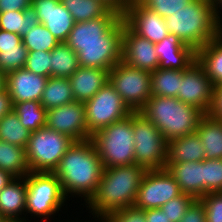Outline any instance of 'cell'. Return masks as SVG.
<instances>
[{"instance_id":"55","label":"cell","mask_w":222,"mask_h":222,"mask_svg":"<svg viewBox=\"0 0 222 222\" xmlns=\"http://www.w3.org/2000/svg\"><path fill=\"white\" fill-rule=\"evenodd\" d=\"M102 222H106L105 220H104V218H99Z\"/></svg>"},{"instance_id":"21","label":"cell","mask_w":222,"mask_h":222,"mask_svg":"<svg viewBox=\"0 0 222 222\" xmlns=\"http://www.w3.org/2000/svg\"><path fill=\"white\" fill-rule=\"evenodd\" d=\"M164 169L176 180L184 194L195 199L204 196L203 161L166 163Z\"/></svg>"},{"instance_id":"38","label":"cell","mask_w":222,"mask_h":222,"mask_svg":"<svg viewBox=\"0 0 222 222\" xmlns=\"http://www.w3.org/2000/svg\"><path fill=\"white\" fill-rule=\"evenodd\" d=\"M51 51H28L24 68L44 77H51Z\"/></svg>"},{"instance_id":"9","label":"cell","mask_w":222,"mask_h":222,"mask_svg":"<svg viewBox=\"0 0 222 222\" xmlns=\"http://www.w3.org/2000/svg\"><path fill=\"white\" fill-rule=\"evenodd\" d=\"M109 83L132 112L140 111L151 97V72L123 61L109 71Z\"/></svg>"},{"instance_id":"47","label":"cell","mask_w":222,"mask_h":222,"mask_svg":"<svg viewBox=\"0 0 222 222\" xmlns=\"http://www.w3.org/2000/svg\"><path fill=\"white\" fill-rule=\"evenodd\" d=\"M13 102L9 92L5 89L0 93V120L13 111Z\"/></svg>"},{"instance_id":"6","label":"cell","mask_w":222,"mask_h":222,"mask_svg":"<svg viewBox=\"0 0 222 222\" xmlns=\"http://www.w3.org/2000/svg\"><path fill=\"white\" fill-rule=\"evenodd\" d=\"M74 142L69 136L47 127L31 132L25 148L30 172H54Z\"/></svg>"},{"instance_id":"35","label":"cell","mask_w":222,"mask_h":222,"mask_svg":"<svg viewBox=\"0 0 222 222\" xmlns=\"http://www.w3.org/2000/svg\"><path fill=\"white\" fill-rule=\"evenodd\" d=\"M22 42L28 51H52L60 42L43 25L32 27L22 36Z\"/></svg>"},{"instance_id":"26","label":"cell","mask_w":222,"mask_h":222,"mask_svg":"<svg viewBox=\"0 0 222 222\" xmlns=\"http://www.w3.org/2000/svg\"><path fill=\"white\" fill-rule=\"evenodd\" d=\"M196 59L214 86L222 84V33L198 50Z\"/></svg>"},{"instance_id":"18","label":"cell","mask_w":222,"mask_h":222,"mask_svg":"<svg viewBox=\"0 0 222 222\" xmlns=\"http://www.w3.org/2000/svg\"><path fill=\"white\" fill-rule=\"evenodd\" d=\"M31 6L43 24L60 43H65L75 21L61 0H32Z\"/></svg>"},{"instance_id":"24","label":"cell","mask_w":222,"mask_h":222,"mask_svg":"<svg viewBox=\"0 0 222 222\" xmlns=\"http://www.w3.org/2000/svg\"><path fill=\"white\" fill-rule=\"evenodd\" d=\"M205 148L197 132L178 137L167 142V162H202Z\"/></svg>"},{"instance_id":"29","label":"cell","mask_w":222,"mask_h":222,"mask_svg":"<svg viewBox=\"0 0 222 222\" xmlns=\"http://www.w3.org/2000/svg\"><path fill=\"white\" fill-rule=\"evenodd\" d=\"M182 82V70L159 69L151 72V96L177 98Z\"/></svg>"},{"instance_id":"20","label":"cell","mask_w":222,"mask_h":222,"mask_svg":"<svg viewBox=\"0 0 222 222\" xmlns=\"http://www.w3.org/2000/svg\"><path fill=\"white\" fill-rule=\"evenodd\" d=\"M155 50L159 60V69L185 70L196 60V51L174 34L169 33L166 38L155 43Z\"/></svg>"},{"instance_id":"31","label":"cell","mask_w":222,"mask_h":222,"mask_svg":"<svg viewBox=\"0 0 222 222\" xmlns=\"http://www.w3.org/2000/svg\"><path fill=\"white\" fill-rule=\"evenodd\" d=\"M51 58V77L69 78L80 67L78 55L66 43H59Z\"/></svg>"},{"instance_id":"15","label":"cell","mask_w":222,"mask_h":222,"mask_svg":"<svg viewBox=\"0 0 222 222\" xmlns=\"http://www.w3.org/2000/svg\"><path fill=\"white\" fill-rule=\"evenodd\" d=\"M125 24L137 35L157 43L169 34L165 18L132 0L122 15Z\"/></svg>"},{"instance_id":"23","label":"cell","mask_w":222,"mask_h":222,"mask_svg":"<svg viewBox=\"0 0 222 222\" xmlns=\"http://www.w3.org/2000/svg\"><path fill=\"white\" fill-rule=\"evenodd\" d=\"M26 194V177H14L0 191V213L6 220H22L19 214L26 211Z\"/></svg>"},{"instance_id":"45","label":"cell","mask_w":222,"mask_h":222,"mask_svg":"<svg viewBox=\"0 0 222 222\" xmlns=\"http://www.w3.org/2000/svg\"><path fill=\"white\" fill-rule=\"evenodd\" d=\"M208 114L222 120V84L214 86L213 102Z\"/></svg>"},{"instance_id":"14","label":"cell","mask_w":222,"mask_h":222,"mask_svg":"<svg viewBox=\"0 0 222 222\" xmlns=\"http://www.w3.org/2000/svg\"><path fill=\"white\" fill-rule=\"evenodd\" d=\"M46 127L69 136L75 142L89 140L84 103L74 101L46 111Z\"/></svg>"},{"instance_id":"10","label":"cell","mask_w":222,"mask_h":222,"mask_svg":"<svg viewBox=\"0 0 222 222\" xmlns=\"http://www.w3.org/2000/svg\"><path fill=\"white\" fill-rule=\"evenodd\" d=\"M84 105L87 131L91 136L132 113L109 81Z\"/></svg>"},{"instance_id":"51","label":"cell","mask_w":222,"mask_h":222,"mask_svg":"<svg viewBox=\"0 0 222 222\" xmlns=\"http://www.w3.org/2000/svg\"><path fill=\"white\" fill-rule=\"evenodd\" d=\"M219 4V5H218ZM213 5H214V14H215V17L217 18V20L221 23L222 22V20H220V15H219V10H218V8L219 9H221L222 8V0H215L214 2H213ZM221 5V6H220ZM218 10V11H217Z\"/></svg>"},{"instance_id":"8","label":"cell","mask_w":222,"mask_h":222,"mask_svg":"<svg viewBox=\"0 0 222 222\" xmlns=\"http://www.w3.org/2000/svg\"><path fill=\"white\" fill-rule=\"evenodd\" d=\"M26 185V212L34 216L49 217L59 211L66 200L53 172H29Z\"/></svg>"},{"instance_id":"50","label":"cell","mask_w":222,"mask_h":222,"mask_svg":"<svg viewBox=\"0 0 222 222\" xmlns=\"http://www.w3.org/2000/svg\"><path fill=\"white\" fill-rule=\"evenodd\" d=\"M14 178L7 171L0 169V191Z\"/></svg>"},{"instance_id":"30","label":"cell","mask_w":222,"mask_h":222,"mask_svg":"<svg viewBox=\"0 0 222 222\" xmlns=\"http://www.w3.org/2000/svg\"><path fill=\"white\" fill-rule=\"evenodd\" d=\"M38 24L37 12L32 6L23 11L0 13V29L17 33L21 37Z\"/></svg>"},{"instance_id":"11","label":"cell","mask_w":222,"mask_h":222,"mask_svg":"<svg viewBox=\"0 0 222 222\" xmlns=\"http://www.w3.org/2000/svg\"><path fill=\"white\" fill-rule=\"evenodd\" d=\"M182 194L176 180L165 169L147 170L133 206L143 210L156 209Z\"/></svg>"},{"instance_id":"44","label":"cell","mask_w":222,"mask_h":222,"mask_svg":"<svg viewBox=\"0 0 222 222\" xmlns=\"http://www.w3.org/2000/svg\"><path fill=\"white\" fill-rule=\"evenodd\" d=\"M22 43V37L13 32L0 29V52L2 49L17 48Z\"/></svg>"},{"instance_id":"22","label":"cell","mask_w":222,"mask_h":222,"mask_svg":"<svg viewBox=\"0 0 222 222\" xmlns=\"http://www.w3.org/2000/svg\"><path fill=\"white\" fill-rule=\"evenodd\" d=\"M69 80L75 101L85 103L108 83L109 70L79 67Z\"/></svg>"},{"instance_id":"12","label":"cell","mask_w":222,"mask_h":222,"mask_svg":"<svg viewBox=\"0 0 222 222\" xmlns=\"http://www.w3.org/2000/svg\"><path fill=\"white\" fill-rule=\"evenodd\" d=\"M124 24L122 15L110 9L103 17L75 22L65 43L77 53V44L107 43Z\"/></svg>"},{"instance_id":"54","label":"cell","mask_w":222,"mask_h":222,"mask_svg":"<svg viewBox=\"0 0 222 222\" xmlns=\"http://www.w3.org/2000/svg\"><path fill=\"white\" fill-rule=\"evenodd\" d=\"M6 219L2 216V214L0 213V222H5Z\"/></svg>"},{"instance_id":"53","label":"cell","mask_w":222,"mask_h":222,"mask_svg":"<svg viewBox=\"0 0 222 222\" xmlns=\"http://www.w3.org/2000/svg\"><path fill=\"white\" fill-rule=\"evenodd\" d=\"M5 222H26V220L23 218V220H6Z\"/></svg>"},{"instance_id":"16","label":"cell","mask_w":222,"mask_h":222,"mask_svg":"<svg viewBox=\"0 0 222 222\" xmlns=\"http://www.w3.org/2000/svg\"><path fill=\"white\" fill-rule=\"evenodd\" d=\"M124 26L107 42L77 44L80 67L111 70L122 61V34Z\"/></svg>"},{"instance_id":"17","label":"cell","mask_w":222,"mask_h":222,"mask_svg":"<svg viewBox=\"0 0 222 222\" xmlns=\"http://www.w3.org/2000/svg\"><path fill=\"white\" fill-rule=\"evenodd\" d=\"M122 61L133 68L155 71L159 60L155 43L137 35L126 24L122 34Z\"/></svg>"},{"instance_id":"5","label":"cell","mask_w":222,"mask_h":222,"mask_svg":"<svg viewBox=\"0 0 222 222\" xmlns=\"http://www.w3.org/2000/svg\"><path fill=\"white\" fill-rule=\"evenodd\" d=\"M90 140L103 168L135 164L132 113L94 133Z\"/></svg>"},{"instance_id":"37","label":"cell","mask_w":222,"mask_h":222,"mask_svg":"<svg viewBox=\"0 0 222 222\" xmlns=\"http://www.w3.org/2000/svg\"><path fill=\"white\" fill-rule=\"evenodd\" d=\"M28 50L23 42L17 48L2 49L0 52V71L7 74L10 71L24 68Z\"/></svg>"},{"instance_id":"25","label":"cell","mask_w":222,"mask_h":222,"mask_svg":"<svg viewBox=\"0 0 222 222\" xmlns=\"http://www.w3.org/2000/svg\"><path fill=\"white\" fill-rule=\"evenodd\" d=\"M196 132L205 148V159H222V120L204 114Z\"/></svg>"},{"instance_id":"4","label":"cell","mask_w":222,"mask_h":222,"mask_svg":"<svg viewBox=\"0 0 222 222\" xmlns=\"http://www.w3.org/2000/svg\"><path fill=\"white\" fill-rule=\"evenodd\" d=\"M162 133L166 141L197 130L204 113L174 97L151 96L139 111Z\"/></svg>"},{"instance_id":"43","label":"cell","mask_w":222,"mask_h":222,"mask_svg":"<svg viewBox=\"0 0 222 222\" xmlns=\"http://www.w3.org/2000/svg\"><path fill=\"white\" fill-rule=\"evenodd\" d=\"M179 222H206V214L203 203L196 199L185 212Z\"/></svg>"},{"instance_id":"42","label":"cell","mask_w":222,"mask_h":222,"mask_svg":"<svg viewBox=\"0 0 222 222\" xmlns=\"http://www.w3.org/2000/svg\"><path fill=\"white\" fill-rule=\"evenodd\" d=\"M104 220L106 222H146L145 210L129 206L109 213Z\"/></svg>"},{"instance_id":"34","label":"cell","mask_w":222,"mask_h":222,"mask_svg":"<svg viewBox=\"0 0 222 222\" xmlns=\"http://www.w3.org/2000/svg\"><path fill=\"white\" fill-rule=\"evenodd\" d=\"M31 132L19 120L18 115L12 111L0 120V140L26 148Z\"/></svg>"},{"instance_id":"46","label":"cell","mask_w":222,"mask_h":222,"mask_svg":"<svg viewBox=\"0 0 222 222\" xmlns=\"http://www.w3.org/2000/svg\"><path fill=\"white\" fill-rule=\"evenodd\" d=\"M32 0H0V13L7 11H23L31 7Z\"/></svg>"},{"instance_id":"19","label":"cell","mask_w":222,"mask_h":222,"mask_svg":"<svg viewBox=\"0 0 222 222\" xmlns=\"http://www.w3.org/2000/svg\"><path fill=\"white\" fill-rule=\"evenodd\" d=\"M48 78L25 68L8 72L6 90L11 96L13 105L24 101L40 102Z\"/></svg>"},{"instance_id":"52","label":"cell","mask_w":222,"mask_h":222,"mask_svg":"<svg viewBox=\"0 0 222 222\" xmlns=\"http://www.w3.org/2000/svg\"><path fill=\"white\" fill-rule=\"evenodd\" d=\"M6 89V74L0 71V93Z\"/></svg>"},{"instance_id":"27","label":"cell","mask_w":222,"mask_h":222,"mask_svg":"<svg viewBox=\"0 0 222 222\" xmlns=\"http://www.w3.org/2000/svg\"><path fill=\"white\" fill-rule=\"evenodd\" d=\"M69 78L49 77L44 88L40 103L49 110L74 102Z\"/></svg>"},{"instance_id":"2","label":"cell","mask_w":222,"mask_h":222,"mask_svg":"<svg viewBox=\"0 0 222 222\" xmlns=\"http://www.w3.org/2000/svg\"><path fill=\"white\" fill-rule=\"evenodd\" d=\"M146 171L137 164L103 168L96 192L87 207L97 218H104L115 210L133 206Z\"/></svg>"},{"instance_id":"49","label":"cell","mask_w":222,"mask_h":222,"mask_svg":"<svg viewBox=\"0 0 222 222\" xmlns=\"http://www.w3.org/2000/svg\"><path fill=\"white\" fill-rule=\"evenodd\" d=\"M111 10L123 15L132 0H101Z\"/></svg>"},{"instance_id":"7","label":"cell","mask_w":222,"mask_h":222,"mask_svg":"<svg viewBox=\"0 0 222 222\" xmlns=\"http://www.w3.org/2000/svg\"><path fill=\"white\" fill-rule=\"evenodd\" d=\"M135 164L147 170L164 169L167 141L159 129L142 113L132 112Z\"/></svg>"},{"instance_id":"28","label":"cell","mask_w":222,"mask_h":222,"mask_svg":"<svg viewBox=\"0 0 222 222\" xmlns=\"http://www.w3.org/2000/svg\"><path fill=\"white\" fill-rule=\"evenodd\" d=\"M0 169L14 177H26L30 170L25 148L0 140Z\"/></svg>"},{"instance_id":"39","label":"cell","mask_w":222,"mask_h":222,"mask_svg":"<svg viewBox=\"0 0 222 222\" xmlns=\"http://www.w3.org/2000/svg\"><path fill=\"white\" fill-rule=\"evenodd\" d=\"M195 200L196 199L194 197L183 193L182 195L170 199L162 205L160 209L166 213V216L170 219V221L179 222Z\"/></svg>"},{"instance_id":"13","label":"cell","mask_w":222,"mask_h":222,"mask_svg":"<svg viewBox=\"0 0 222 222\" xmlns=\"http://www.w3.org/2000/svg\"><path fill=\"white\" fill-rule=\"evenodd\" d=\"M213 92L214 85L197 59L185 70H182L178 100L207 114L213 102Z\"/></svg>"},{"instance_id":"41","label":"cell","mask_w":222,"mask_h":222,"mask_svg":"<svg viewBox=\"0 0 222 222\" xmlns=\"http://www.w3.org/2000/svg\"><path fill=\"white\" fill-rule=\"evenodd\" d=\"M205 208L206 222H222V192H210L199 199Z\"/></svg>"},{"instance_id":"32","label":"cell","mask_w":222,"mask_h":222,"mask_svg":"<svg viewBox=\"0 0 222 222\" xmlns=\"http://www.w3.org/2000/svg\"><path fill=\"white\" fill-rule=\"evenodd\" d=\"M61 2L75 22L103 17L110 10L101 0H61Z\"/></svg>"},{"instance_id":"40","label":"cell","mask_w":222,"mask_h":222,"mask_svg":"<svg viewBox=\"0 0 222 222\" xmlns=\"http://www.w3.org/2000/svg\"><path fill=\"white\" fill-rule=\"evenodd\" d=\"M144 7L156 12L163 18L171 16L190 4L193 0H138Z\"/></svg>"},{"instance_id":"3","label":"cell","mask_w":222,"mask_h":222,"mask_svg":"<svg viewBox=\"0 0 222 222\" xmlns=\"http://www.w3.org/2000/svg\"><path fill=\"white\" fill-rule=\"evenodd\" d=\"M169 33L194 51L222 33V23L214 14V5L207 0H193L190 4L165 18Z\"/></svg>"},{"instance_id":"33","label":"cell","mask_w":222,"mask_h":222,"mask_svg":"<svg viewBox=\"0 0 222 222\" xmlns=\"http://www.w3.org/2000/svg\"><path fill=\"white\" fill-rule=\"evenodd\" d=\"M13 111L18 115L20 123L30 132L46 127V109L39 101L15 103Z\"/></svg>"},{"instance_id":"1","label":"cell","mask_w":222,"mask_h":222,"mask_svg":"<svg viewBox=\"0 0 222 222\" xmlns=\"http://www.w3.org/2000/svg\"><path fill=\"white\" fill-rule=\"evenodd\" d=\"M103 166L93 142H74L53 172L59 179L64 196L84 197L87 203L96 192ZM83 195V196H82Z\"/></svg>"},{"instance_id":"36","label":"cell","mask_w":222,"mask_h":222,"mask_svg":"<svg viewBox=\"0 0 222 222\" xmlns=\"http://www.w3.org/2000/svg\"><path fill=\"white\" fill-rule=\"evenodd\" d=\"M204 196L210 192H222V159H204Z\"/></svg>"},{"instance_id":"48","label":"cell","mask_w":222,"mask_h":222,"mask_svg":"<svg viewBox=\"0 0 222 222\" xmlns=\"http://www.w3.org/2000/svg\"><path fill=\"white\" fill-rule=\"evenodd\" d=\"M146 222H172L160 208L145 210Z\"/></svg>"}]
</instances>
